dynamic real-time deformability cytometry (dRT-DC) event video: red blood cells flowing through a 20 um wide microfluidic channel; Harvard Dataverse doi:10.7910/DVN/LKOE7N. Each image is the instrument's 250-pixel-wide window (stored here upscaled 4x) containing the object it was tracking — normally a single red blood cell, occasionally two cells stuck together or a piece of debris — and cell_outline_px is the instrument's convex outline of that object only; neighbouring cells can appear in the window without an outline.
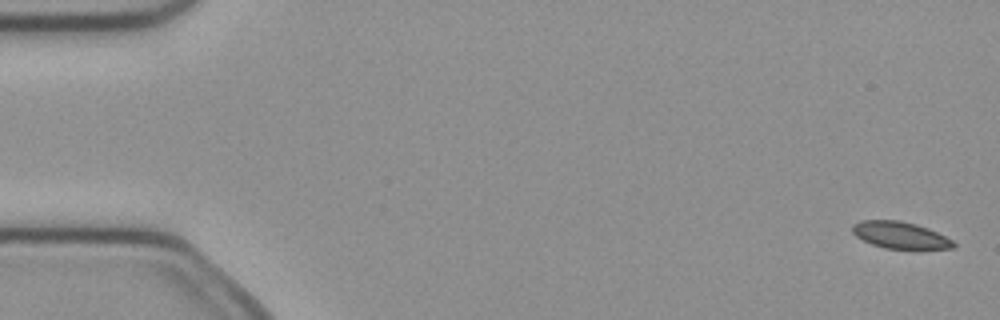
{"species": "common noctule bat (a hibernating species)", "species_latin": "Nyctalus noctula", "temperature_condition": "cold", "stored_images_in_passage": 5, "camera_frame_rate_fps": 3000, "um_per_image_px": 0.085, "animal": {"sex": "female", "body_mass_g": 21.9}, "frame": {"image": 1, "passage_image": 1, "time_ms": 0.0, "image_size_px": [1000, 320], "cell_outline_px": [[956, 248], [920, 252], [916, 252], [884, 248], [872, 244], [856, 236], [852, 232], [852, 224], [860, 220], [900, 220], [916, 224], [928, 228], [952, 240], [956, 244]], "centroid_in_image_um": [76.59, 20.05], "position_along_channel_um": 8.4, "area_um2": 16.7}}
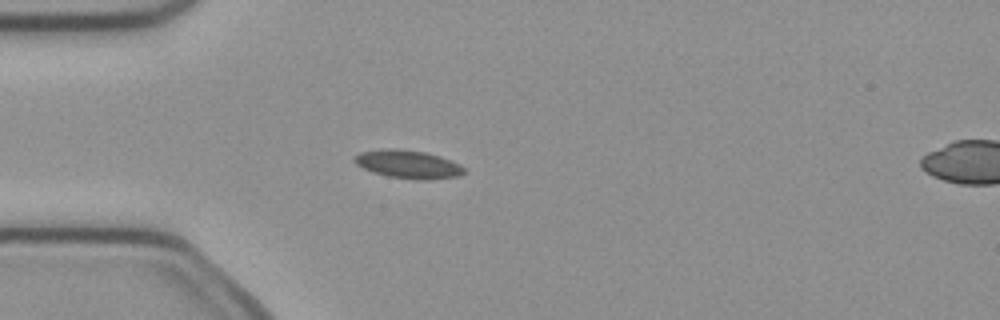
{"frame": {"image": 2, "passage_image": 4, "time_ms": 1.0, "image_size_px": [1000, 320], "cell_outline_px": [[468, 172], [456, 176], [428, 180], [416, 180], [388, 176], [372, 172], [356, 164], [352, 160], [360, 152], [388, 148], [396, 148], [424, 152], [440, 156], [452, 160], [460, 164]], "centroid_in_image_um": [34.71, 13.96], "position_along_channel_um": 50.3, "area_um2": 18.09}}